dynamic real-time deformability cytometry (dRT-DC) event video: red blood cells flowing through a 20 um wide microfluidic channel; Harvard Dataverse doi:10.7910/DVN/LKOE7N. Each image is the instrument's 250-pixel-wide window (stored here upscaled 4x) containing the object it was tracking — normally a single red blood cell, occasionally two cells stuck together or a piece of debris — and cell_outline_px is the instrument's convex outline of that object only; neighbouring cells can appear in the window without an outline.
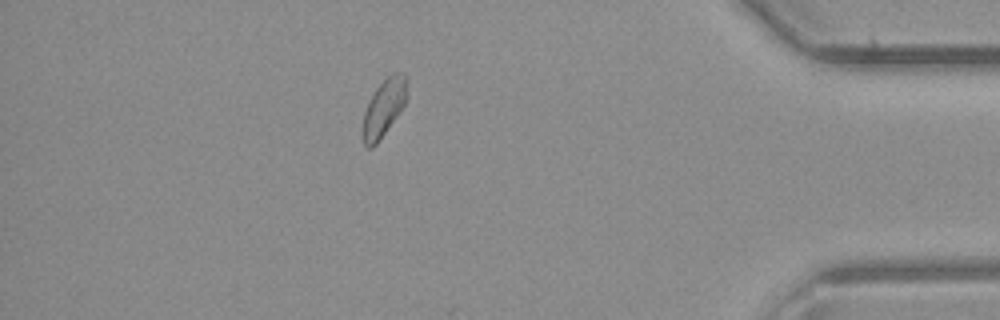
{"species": "common noctule bat (a hibernating species)", "species_latin": "Nyctalus noctula", "temperature_condition": "room temperature", "stored_images_in_passage": 34, "camera_frame_rate_fps": 3000, "um_per_image_px": 0.085, "animal": {"sex": "male", "body_mass_g": 23.1, "forearm_length_mm": 52.7}, "frame": {"image": 1, "passage_image": 29, "time_ms": 9.333, "image_size_px": [1000, 320], "cell_outline_px": [[408, 96], [404, 104], [396, 116], [376, 144], [372, 148], [368, 148], [364, 144], [360, 132], [360, 128], [364, 112], [376, 88], [392, 72], [404, 72], [408, 76]], "centroid_in_image_um": [32.63, 9.14], "position_along_channel_um": 402.6, "area_um2": 14.97}}